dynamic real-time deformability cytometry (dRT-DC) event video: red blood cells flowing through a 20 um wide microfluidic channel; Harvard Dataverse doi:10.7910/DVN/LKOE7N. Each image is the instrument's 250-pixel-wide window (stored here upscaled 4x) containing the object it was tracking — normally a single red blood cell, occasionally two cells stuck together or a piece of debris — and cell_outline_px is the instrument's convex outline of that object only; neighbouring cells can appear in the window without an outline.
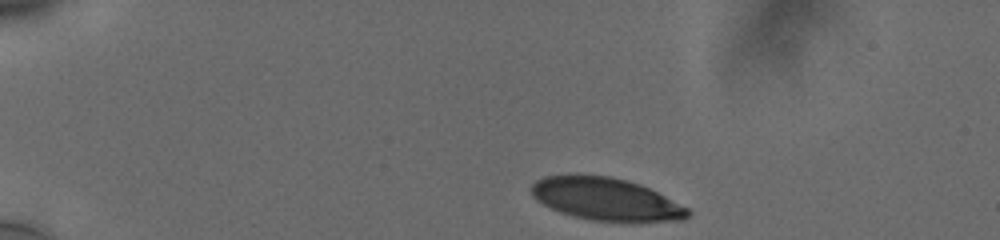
{"species": "human", "species_latin": "Homo sapiens", "temperature_condition": "cold", "stored_images_in_passage": 40, "camera_frame_rate_fps": 3000, "um_per_image_px": 0.085, "donor": {"sex": "male"}, "frame": {"image": 1, "passage_image": 1, "time_ms": 0.0, "image_size_px": [1000, 240], "cell_outline_px": [[692, 212], [684, 220], [640, 224], [636, 224], [592, 220], [572, 216], [560, 212], [536, 200], [532, 196], [532, 184], [536, 180], [544, 176], [612, 176], [628, 180], [640, 184], [688, 208]], "centroid_in_image_um": [51.58, 16.98], "position_along_channel_um": 33.4, "area_um2": 39.19}}
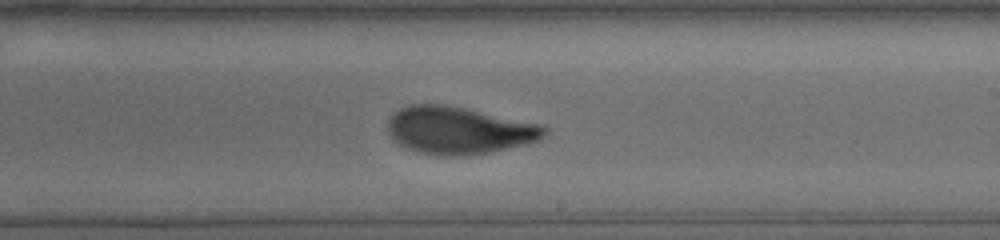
{"frame": {"image": 2, "passage_image": 25, "time_ms": 8.0, "image_size_px": [1000, 240], "cell_outline_px": [[548, 132], [540, 140], [528, 144], [468, 156], [436, 156], [420, 152], [408, 148], [400, 144], [388, 132], [388, 120], [400, 108], [408, 104], [448, 104], [540, 124], [548, 128]], "centroid_in_image_um": [39.04, 11.08], "position_along_channel_um": 250.0, "area_um2": 43.35}}
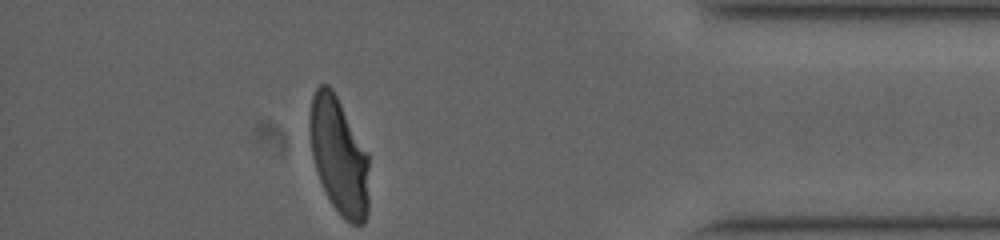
{"frame": {"image": 3, "passage_image": 40, "time_ms": 13.0, "image_size_px": [1000, 240], "cell_outline_px": [[368, 212], [364, 224], [352, 224], [344, 220], [340, 216], [332, 204], [320, 180], [312, 156], [308, 128], [308, 116], [312, 96], [316, 88], [320, 84], [328, 84], [332, 88], [368, 156]], "centroid_in_image_um": [28.78, 13.26], "position_along_channel_um": 406.4, "area_um2": 40.17}, "authors_computed_cell_mechanics": {"area_um2": 42.8298, "velocity_mm_per_s": 3.7496, "shape_relaxation_time_tau1_ms": 5.0339, "shape_relaxation_time_tau2_ms": 0.7828, "deformation_change_tau1": 0.1825, "deformation_change_tau2": 0.0681}}